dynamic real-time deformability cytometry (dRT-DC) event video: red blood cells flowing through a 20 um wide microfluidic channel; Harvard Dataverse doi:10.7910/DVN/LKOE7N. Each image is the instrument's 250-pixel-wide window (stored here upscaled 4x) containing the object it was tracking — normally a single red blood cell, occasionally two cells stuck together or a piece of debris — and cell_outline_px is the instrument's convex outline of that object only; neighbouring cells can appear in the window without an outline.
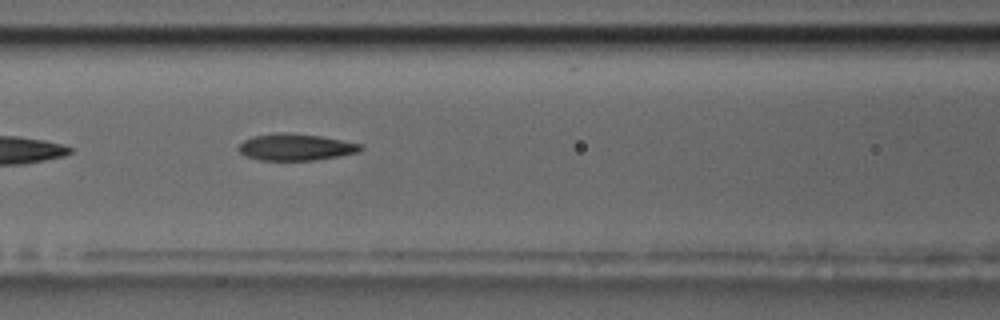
{"species": "common noctule bat (a hibernating species)", "species_latin": "Nyctalus noctula", "temperature_condition": "room temperature", "stored_images_in_passage": 15, "camera_frame_rate_fps": 3000, "um_per_image_px": 0.085, "animal": {"sex": "male", "body_mass_g": 17.5, "forearm_length_mm": 52.3}, "frame": {"image": 1, "passage_image": 7, "time_ms": 7.667, "image_size_px": [1000, 320], "cell_outline_px": [[364, 148], [360, 152], [340, 156], [316, 160], [260, 160], [248, 156], [240, 152], [236, 148], [244, 140], [252, 136], [280, 132], [284, 132], [324, 136], [364, 144]], "centroid_in_image_um": [25.2, 12.49], "position_along_channel_um": 141.4, "area_um2": 19.25}}
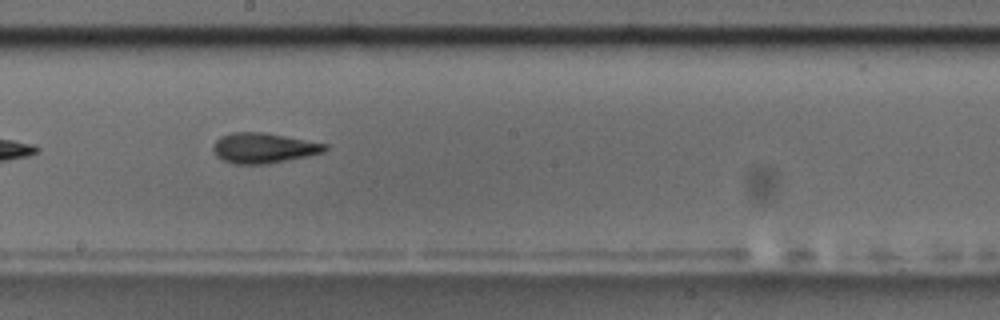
{"frame": {"image": 2, "passage_image": 9, "time_ms": 10.0, "image_size_px": [1000, 320], "cell_outline_px": [[328, 148], [324, 152], [308, 156], [268, 164], [236, 164], [224, 160], [216, 156], [212, 148], [212, 144], [220, 136], [232, 132], [264, 132], [328, 144]], "centroid_in_image_um": [22.4, 12.58], "position_along_channel_um": 225.8, "area_um2": 19.83}, "authors_computed_cell_mechanics": {"area_um2": 19.8254, "velocity_mm_per_s": 3.6275, "shape_relaxation_time_tau1_ms": 7.4341, "shape_relaxation_time_tau2_ms": 8.2507, "deformation_change_tau1": 0.1992, "deformation_change_tau2": 0.176}}